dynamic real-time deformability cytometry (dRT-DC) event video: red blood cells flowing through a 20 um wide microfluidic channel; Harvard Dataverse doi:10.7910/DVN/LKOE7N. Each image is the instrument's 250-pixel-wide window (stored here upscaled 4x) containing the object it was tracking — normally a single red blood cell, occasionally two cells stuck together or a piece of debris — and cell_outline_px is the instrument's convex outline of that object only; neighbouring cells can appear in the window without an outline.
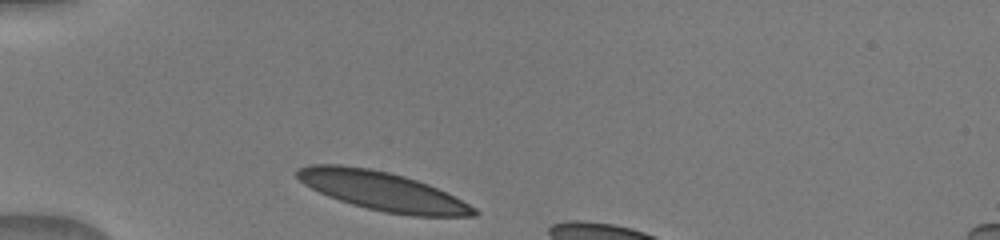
{"species": "human", "species_latin": "Homo sapiens", "temperature_condition": "warm", "stored_images_in_passage": 5, "camera_frame_rate_fps": 3000, "um_per_image_px": 0.085, "donor": {"sex": "male"}, "frame": {"image": 1, "passage_image": 1, "time_ms": 0.0, "image_size_px": [1000, 240], "cell_outline_px": [[480, 212], [476, 216], [412, 216], [384, 212], [352, 204], [328, 196], [304, 184], [296, 176], [296, 168], [308, 164], [340, 164], [368, 168], [388, 172], [404, 176], [428, 184], [476, 208]], "centroid_in_image_um": [32.47, 16.23], "position_along_channel_um": 52.5, "area_um2": 39.65}}
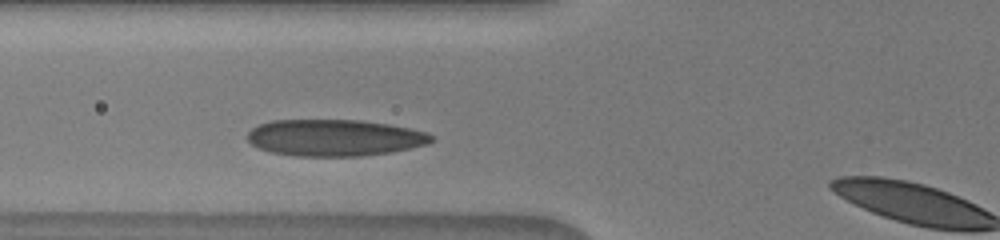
{"frame": {"image": 2, "passage_image": 4, "time_ms": 1.667, "image_size_px": [1000, 240], "cell_outline_px": [[432, 140], [428, 144], [392, 152], [360, 156], [296, 156], [272, 152], [260, 148], [252, 144], [248, 140], [248, 132], [252, 128], [260, 124], [272, 120], [360, 120], [388, 124], [428, 132], [432, 136]], "centroid_in_image_um": [28.44, 11.71], "position_along_channel_um": 97.4, "area_um2": 39.13}}